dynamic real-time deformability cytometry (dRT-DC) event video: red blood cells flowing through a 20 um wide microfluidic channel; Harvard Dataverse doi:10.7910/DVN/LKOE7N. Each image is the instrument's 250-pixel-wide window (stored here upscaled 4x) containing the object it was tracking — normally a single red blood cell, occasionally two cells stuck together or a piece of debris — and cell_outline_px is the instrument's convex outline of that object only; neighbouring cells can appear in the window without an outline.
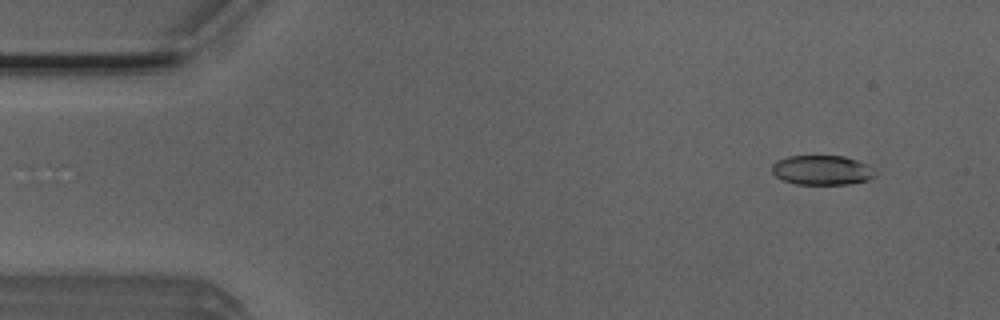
{"species": "Egyptian fruit bat (a non-hibernating species)", "species_latin": "Rousettus aegyptiacus", "temperature_condition": "room temperature", "stored_images_in_passage": 52, "camera_frame_rate_fps": 3000, "um_per_image_px": 0.085, "animal": {"sex": "male"}, "frame": {"image": 1, "passage_image": 4, "time_ms": 1.0, "image_size_px": [1000, 320], "cell_outline_px": [[876, 172], [868, 180], [848, 184], [796, 184], [784, 180], [776, 176], [772, 172], [772, 164], [776, 160], [788, 156], [844, 156], [868, 164]], "centroid_in_image_um": [69.85, 14.45], "position_along_channel_um": 15.1, "area_um2": 17.74}}
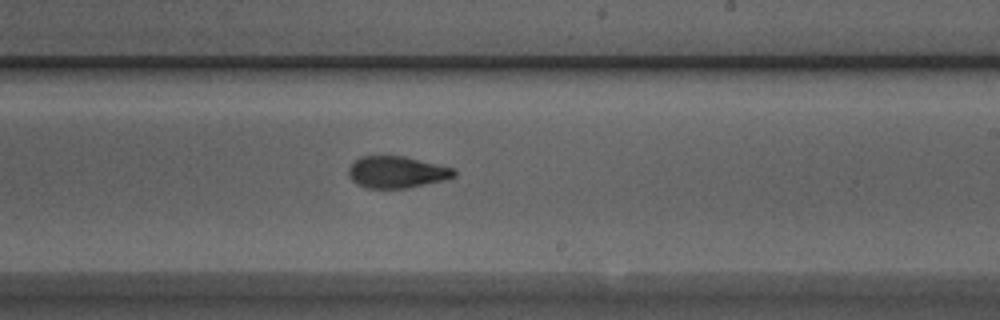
{"frame": {"image": 2, "passage_image": 30, "time_ms": 9.667, "image_size_px": [1000, 320], "cell_outline_px": [[456, 176], [444, 180], [408, 188], [364, 188], [356, 184], [348, 176], [348, 168], [352, 160], [360, 156], [404, 156], [456, 168]], "centroid_in_image_um": [33.7, 14.62], "position_along_channel_um": 255.3, "area_um2": 19.88}}
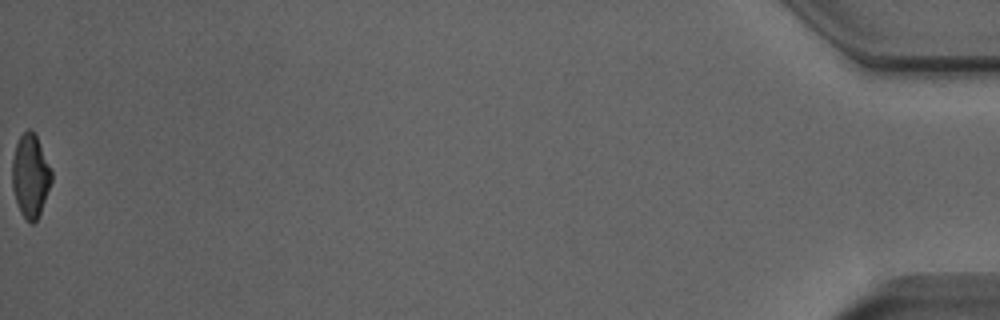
{"frame": {"image": 3, "passage_image": 52, "time_ms": 17.0, "image_size_px": [1000, 320], "cell_outline_px": [[52, 180], [40, 212], [36, 220], [32, 224], [28, 224], [20, 212], [12, 188], [12, 160], [16, 144], [20, 136], [28, 128], [32, 128], [36, 136], [52, 172]], "centroid_in_image_um": [2.57, 14.95], "position_along_channel_um": 432.6, "area_um2": 18.9}, "authors_computed_cell_mechanics": {"area_um2": 19.5653, "velocity_mm_per_s": 3.9166, "shape_relaxation_time_tau1_ms": 4.7845, "shape_relaxation_time_tau2_ms": 2.0452, "deformation_change_tau1": 0.1489, "deformation_change_tau2": 0.0853}}